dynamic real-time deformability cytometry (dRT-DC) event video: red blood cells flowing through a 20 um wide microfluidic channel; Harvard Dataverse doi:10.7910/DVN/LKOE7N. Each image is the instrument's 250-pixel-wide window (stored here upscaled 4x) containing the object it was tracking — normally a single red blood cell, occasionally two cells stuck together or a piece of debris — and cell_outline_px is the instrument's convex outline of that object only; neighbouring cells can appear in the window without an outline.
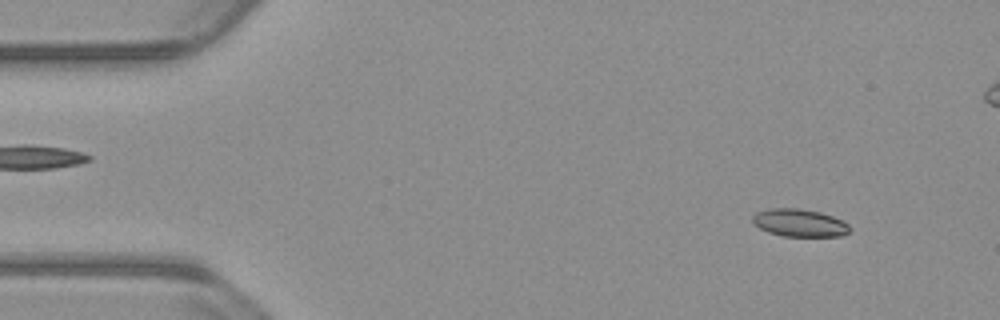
{"species": "common noctule bat (a hibernating species)", "species_latin": "Nyctalus noctula", "temperature_condition": "warm", "stored_images_in_passage": 55, "camera_frame_rate_fps": 3000, "um_per_image_px": 0.085, "animal": {"sex": "male", "body_mass_g": 23.1, "forearm_length_mm": 52.7}, "frame": {"image": 1, "passage_image": 5, "time_ms": 1.333, "image_size_px": [1000, 320], "cell_outline_px": [[852, 228], [848, 232], [840, 236], [784, 236], [768, 232], [752, 224], [752, 216], [756, 212], [768, 208], [796, 208], [820, 212], [832, 216], [848, 224]], "centroid_in_image_um": [67.92, 18.94], "position_along_channel_um": 17.1, "area_um2": 15.66}}
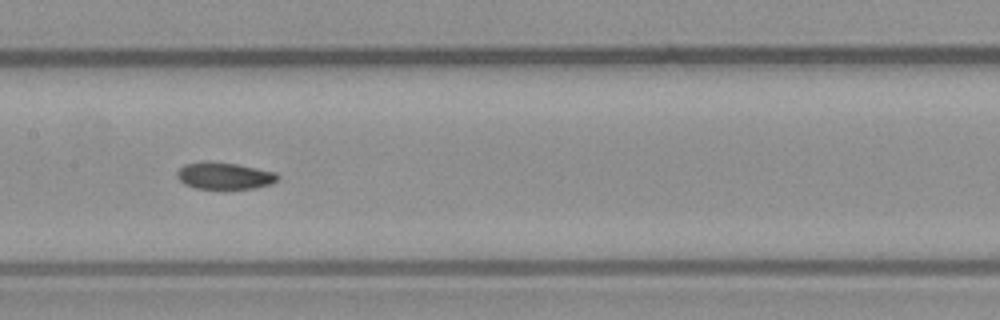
{"frame": {"image": 2, "passage_image": 26, "time_ms": 8.333, "image_size_px": [1000, 320], "cell_outline_px": [[280, 176], [272, 184], [256, 188], [220, 192], [196, 188], [184, 184], [176, 176], [176, 172], [184, 164], [236, 164], [276, 172]], "centroid_in_image_um": [19.12, 15.04], "position_along_channel_um": 188.3, "area_um2": 15.9}}
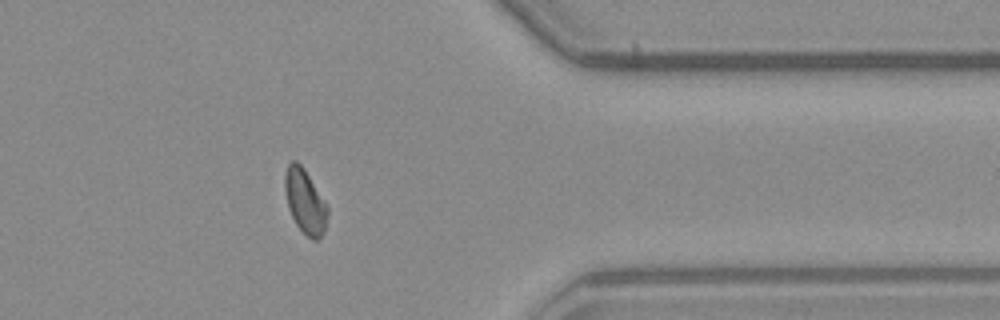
{"frame": {"image": 3, "passage_image": 43, "time_ms": 14.0, "image_size_px": [1000, 320], "cell_outline_px": [[328, 216], [324, 232], [316, 240], [312, 240], [296, 224], [288, 208], [284, 188], [284, 176], [288, 164], [292, 160], [296, 160], [304, 168], [328, 208]], "centroid_in_image_um": [25.91, 17.11], "position_along_channel_um": 385.5, "area_um2": 15.78}, "authors_computed_cell_mechanics": {"area_um2": 15.895, "velocity_mm_per_s": 3.8074, "shape_relaxation_time_tau1_ms": null, "shape_relaxation_time_tau2_ms": 7.3284, "deformation_change_tau1": null, "deformation_change_tau2": 0.1062}}